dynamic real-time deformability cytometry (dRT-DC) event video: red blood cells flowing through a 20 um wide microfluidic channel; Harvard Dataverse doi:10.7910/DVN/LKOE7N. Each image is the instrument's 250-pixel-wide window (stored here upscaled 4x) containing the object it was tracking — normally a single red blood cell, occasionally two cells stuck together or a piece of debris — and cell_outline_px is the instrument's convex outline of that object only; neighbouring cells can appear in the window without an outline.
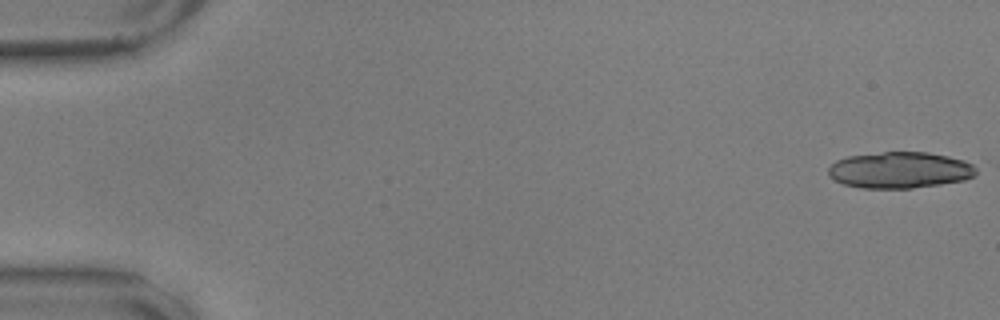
{"species": "common noctule bat (a hibernating species)", "species_latin": "Nyctalus noctula", "temperature_condition": "warm", "stored_images_in_passage": 11, "camera_frame_rate_fps": 3000, "um_per_image_px": 0.085, "animal": {"sex": "male", "body_mass_g": 17.9, "forearm_length_mm": 54.2}, "frame": {"image": 1, "passage_image": 1, "time_ms": 0.0, "image_size_px": [1000, 320], "cell_outline_px": [[976, 176], [964, 180], [940, 184], [912, 188], [860, 188], [844, 184], [828, 176], [828, 168], [836, 160], [848, 156], [884, 152], [928, 152], [948, 156], [964, 160], [972, 164], [976, 168]], "centroid_in_image_um": [76.49, 14.45], "position_along_channel_um": 8.5, "area_um2": 31.33}}